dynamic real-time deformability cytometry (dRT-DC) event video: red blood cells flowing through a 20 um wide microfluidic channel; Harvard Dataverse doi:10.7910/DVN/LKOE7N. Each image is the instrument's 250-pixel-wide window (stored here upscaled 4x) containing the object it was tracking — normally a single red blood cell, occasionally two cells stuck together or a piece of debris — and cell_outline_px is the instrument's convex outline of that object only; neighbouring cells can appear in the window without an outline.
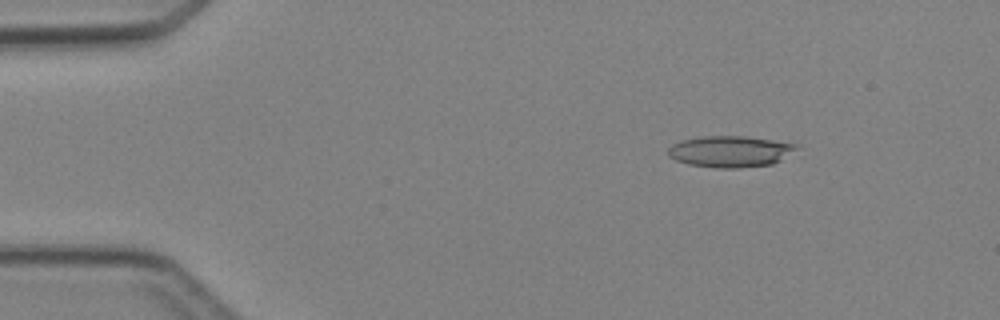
{"species": "Egyptian fruit bat (a non-hibernating species)", "species_latin": "Rousettus aegyptiacus", "temperature_condition": "cold", "stored_images_in_passage": 4, "camera_frame_rate_fps": 3000, "um_per_image_px": 0.085, "animal": {"sex": "female"}, "frame": {"image": 1, "passage_image": 2, "time_ms": 1.333, "image_size_px": [1000, 320], "cell_outline_px": [[800, 144], [796, 148], [780, 160], [772, 164], [740, 168], [716, 168], [688, 164], [676, 160], [668, 156], [668, 148], [672, 144], [680, 140], [704, 136], [748, 136]], "centroid_in_image_um": [62.04, 12.87], "position_along_channel_um": 23.0, "area_um2": 23.47}}
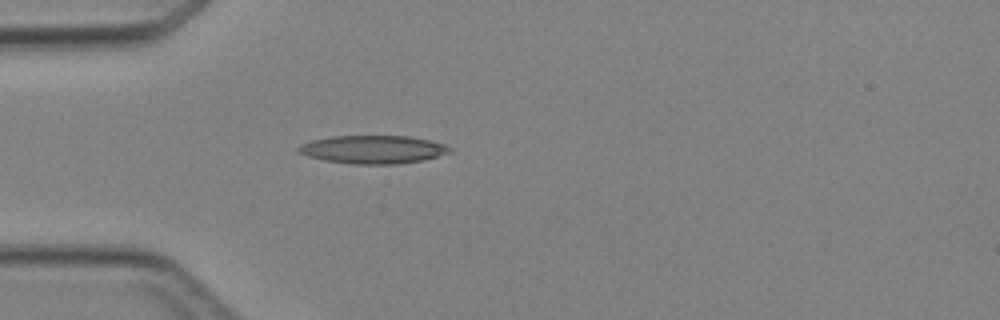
{"frame": {"image": 2, "passage_image": 4, "time_ms": 3.667, "image_size_px": [1000, 320], "cell_outline_px": [[452, 152], [424, 160], [392, 164], [352, 164], [324, 160], [308, 156], [296, 152], [296, 148], [300, 144], [312, 140], [332, 136], [408, 136], [428, 140], [444, 144], [452, 148]], "centroid_in_image_um": [31.68, 12.7], "position_along_channel_um": 53.3, "area_um2": 24.85}}